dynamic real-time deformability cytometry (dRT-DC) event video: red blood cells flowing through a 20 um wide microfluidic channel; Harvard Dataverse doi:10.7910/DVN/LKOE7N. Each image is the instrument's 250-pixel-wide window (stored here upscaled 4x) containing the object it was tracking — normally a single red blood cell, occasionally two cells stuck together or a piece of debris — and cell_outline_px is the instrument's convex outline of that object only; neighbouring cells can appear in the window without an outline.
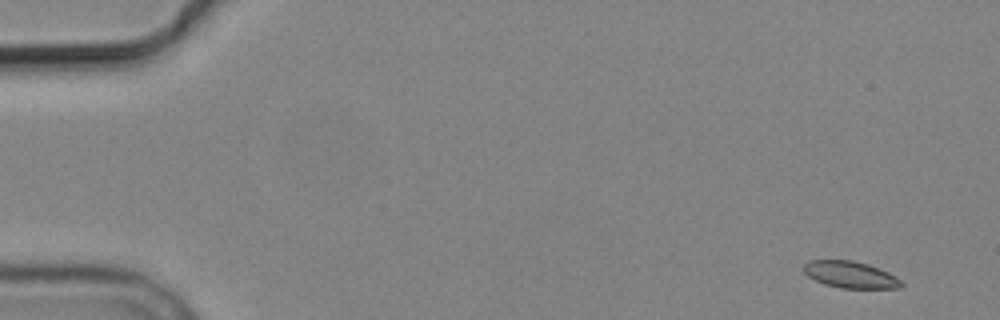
{"species": "common noctule bat (a hibernating species)", "species_latin": "Nyctalus noctula", "temperature_condition": "cold", "stored_images_in_passage": 5, "segment_of_instrument_passage": [1, 2], "camera_frame_rate_fps": 3000, "um_per_image_px": 0.085, "animal": {"sex": "male", "body_mass_g": 19.2, "forearm_length_mm": 51.8}, "frame": {"image": 1, "passage_image": 1, "time_ms": 0.0, "image_size_px": [1000, 320], "cell_outline_px": [[904, 284], [900, 288], [840, 288], [824, 284], [808, 276], [804, 272], [804, 264], [808, 260], [852, 260], [868, 264], [888, 272], [896, 276]], "centroid_in_image_um": [72.29, 23.34], "position_along_channel_um": 12.7, "area_um2": 15.2}}